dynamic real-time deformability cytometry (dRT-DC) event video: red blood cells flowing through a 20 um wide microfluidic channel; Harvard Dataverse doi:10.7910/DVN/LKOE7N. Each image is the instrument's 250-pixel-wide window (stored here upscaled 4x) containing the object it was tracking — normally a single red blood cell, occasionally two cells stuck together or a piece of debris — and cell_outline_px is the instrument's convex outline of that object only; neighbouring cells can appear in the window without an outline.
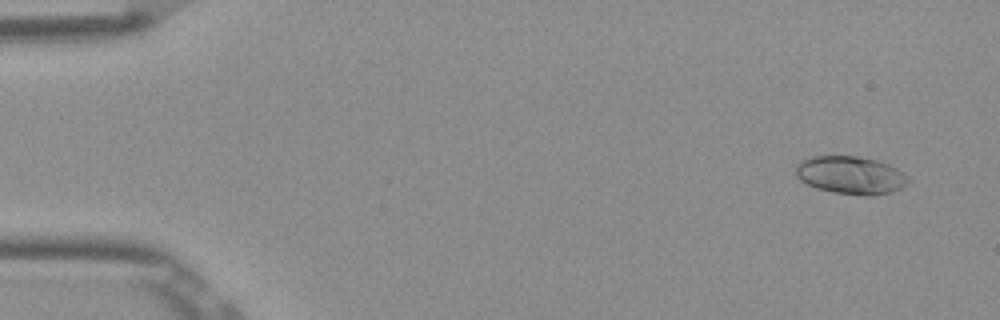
{"species": "Egyptian fruit bat (a non-hibernating species)", "species_latin": "Rousettus aegyptiacus", "temperature_condition": "room temperature", "stored_images_in_passage": 10, "camera_frame_rate_fps": 3000, "um_per_image_px": 0.085, "frame": {"image": 1, "passage_image": 2, "time_ms": 0.333, "image_size_px": [1000, 320], "cell_outline_px": [[912, 180], [900, 188], [892, 192], [872, 196], [864, 196], [836, 192], [816, 188], [800, 180], [796, 176], [796, 168], [804, 160], [812, 156], [856, 156], [876, 160], [888, 164], [896, 168], [908, 176]], "centroid_in_image_um": [72.35, 14.9], "position_along_channel_um": 12.6, "area_um2": 24.68}}
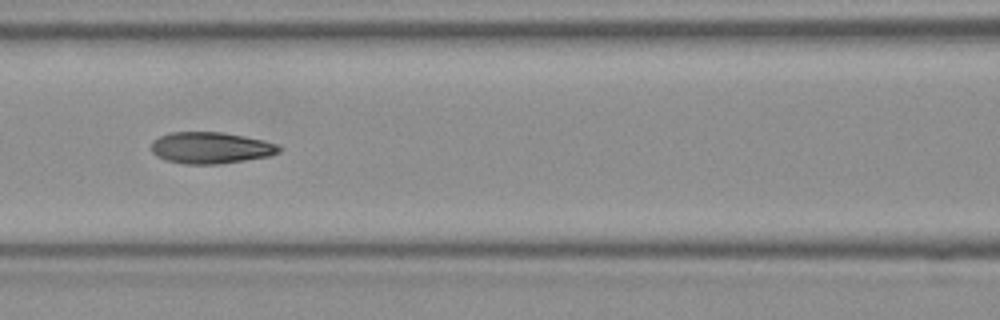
{"frame": {"image": 2, "passage_image": 7, "time_ms": 2.0, "image_size_px": [1000, 320], "cell_outline_px": [[284, 148], [280, 152], [268, 156], [244, 160], [216, 164], [184, 164], [164, 160], [156, 156], [152, 152], [152, 140], [160, 136], [172, 132], [224, 132], [264, 140], [276, 144]], "centroid_in_image_um": [17.91, 12.56], "position_along_channel_um": 148.7, "area_um2": 23.52}}
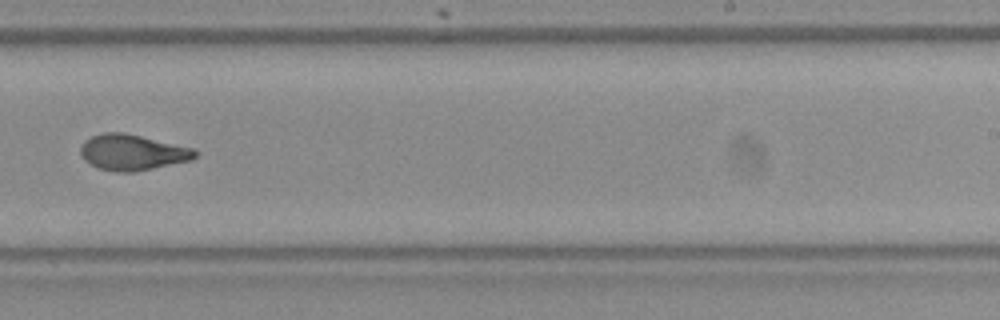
{"frame": {"image": 3, "passage_image": 10, "time_ms": 3.0, "image_size_px": [1000, 320], "cell_outline_px": [[200, 152], [192, 160], [132, 172], [116, 172], [100, 168], [84, 160], [80, 152], [80, 148], [84, 140], [92, 136], [104, 132], [120, 132], [140, 136], [196, 148]], "centroid_in_image_um": [11.28, 12.94], "position_along_channel_um": 277.7, "area_um2": 23.81}}